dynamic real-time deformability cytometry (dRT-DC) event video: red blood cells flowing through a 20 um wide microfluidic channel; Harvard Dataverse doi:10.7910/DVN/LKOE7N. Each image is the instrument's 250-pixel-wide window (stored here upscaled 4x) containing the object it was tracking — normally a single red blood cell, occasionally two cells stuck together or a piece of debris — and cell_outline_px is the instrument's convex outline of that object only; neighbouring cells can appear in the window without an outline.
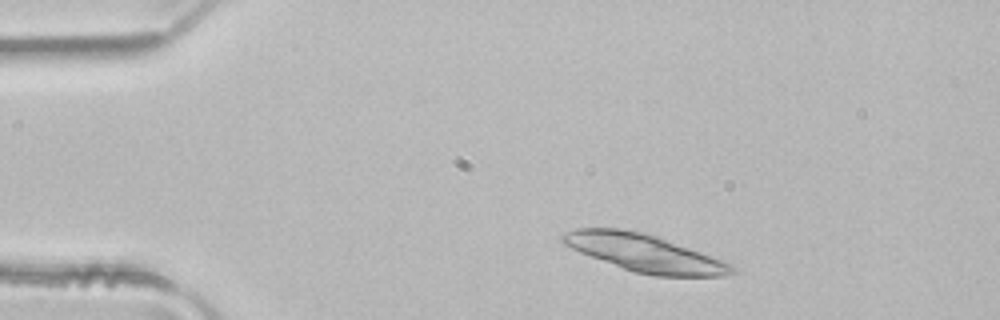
{"species": "common noctule bat (a hibernating species)", "species_latin": "Nyctalus noctula", "temperature_condition": "room temperature", "stored_images_in_passage": 3, "camera_frame_rate_fps": 3000, "um_per_image_px": 0.085, "animal": {"sex": "male", "body_mass_g": 21.5, "forearm_length_mm": 52.0}, "frame": {"image": 1, "passage_image": 2, "time_ms": 0.333, "image_size_px": [1000, 320], "cell_outline_px": [[736, 272], [724, 276], [652, 276], [632, 272], [580, 252], [564, 244], [560, 240], [560, 236], [576, 228], [620, 228], [644, 232], [656, 236], [724, 260], [732, 264], [736, 268]], "centroid_in_image_um": [54.81, 21.51], "position_along_channel_um": 30.2, "area_um2": 36.88}}